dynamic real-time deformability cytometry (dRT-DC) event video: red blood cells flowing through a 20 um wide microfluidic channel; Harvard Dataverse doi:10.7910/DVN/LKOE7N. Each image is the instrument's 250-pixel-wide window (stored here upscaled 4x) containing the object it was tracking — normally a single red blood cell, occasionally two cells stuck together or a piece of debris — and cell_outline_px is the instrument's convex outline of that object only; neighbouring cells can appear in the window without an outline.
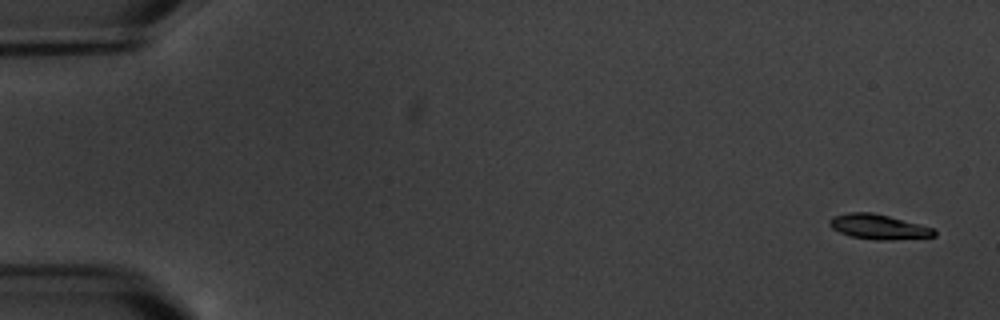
{"species": "common noctule bat (a hibernating species)", "species_latin": "Nyctalus noctula", "temperature_condition": "warm", "stored_images_in_passage": 5, "camera_frame_rate_fps": 3000, "um_per_image_px": 0.085, "animal": {"sex": "male", "body_mass_g": 20.1, "forearm_length_mm": 53.5}, "frame": {"image": 1, "passage_image": 1, "time_ms": 0.0, "image_size_px": [1000, 320], "cell_outline_px": [[936, 236], [892, 240], [876, 240], [848, 236], [832, 228], [828, 224], [828, 220], [832, 216], [848, 212], [872, 212], [920, 224], [932, 228], [936, 232]], "centroid_in_image_um": [74.63, 19.28], "position_along_channel_um": 10.4, "area_um2": 15.26}}
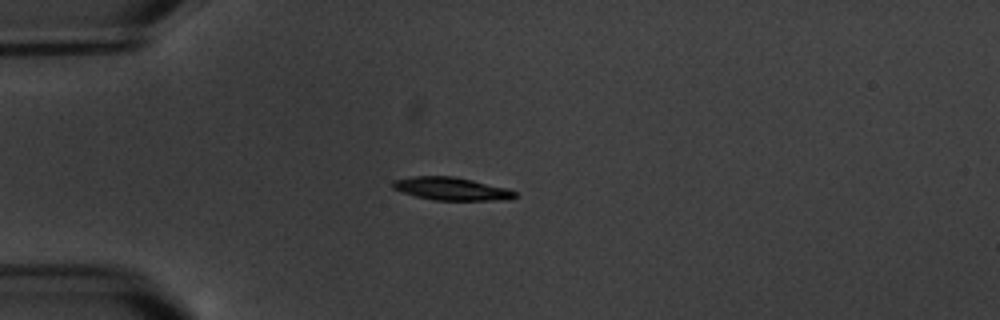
{"frame": {"image": 2, "passage_image": 5, "time_ms": 4.667, "image_size_px": [1000, 320], "cell_outline_px": [[516, 196], [512, 200], [432, 200], [416, 196], [392, 188], [392, 180], [412, 176], [452, 176], [472, 180], [508, 188], [516, 192]], "centroid_in_image_um": [38.39, 16.04], "position_along_channel_um": 46.6, "area_um2": 16.36}}